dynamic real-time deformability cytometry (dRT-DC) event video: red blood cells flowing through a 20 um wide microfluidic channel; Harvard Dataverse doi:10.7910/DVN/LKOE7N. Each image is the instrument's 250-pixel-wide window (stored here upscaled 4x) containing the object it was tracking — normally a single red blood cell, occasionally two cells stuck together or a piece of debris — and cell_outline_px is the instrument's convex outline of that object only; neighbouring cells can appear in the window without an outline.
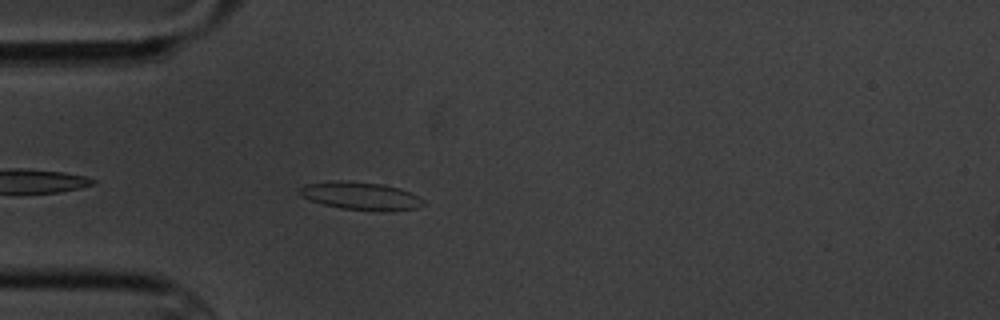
{"species": "common noctule bat (a hibernating species)", "species_latin": "Nyctalus noctula", "temperature_condition": "cold", "stored_images_in_passage": 4, "camera_frame_rate_fps": 3000, "um_per_image_px": 0.085, "animal": {"sex": "male", "body_mass_g": 20.1, "forearm_length_mm": 53.5}, "frame": {"image": 1, "passage_image": 4, "time_ms": 4.333, "image_size_px": [1000, 320], "cell_outline_px": [[424, 204], [416, 208], [388, 212], [340, 208], [324, 204], [300, 196], [300, 188], [304, 184], [332, 180], [348, 180], [384, 184], [400, 188], [420, 196], [424, 200]], "centroid_in_image_um": [30.69, 16.64], "position_along_channel_um": 54.3, "area_um2": 20.4}}